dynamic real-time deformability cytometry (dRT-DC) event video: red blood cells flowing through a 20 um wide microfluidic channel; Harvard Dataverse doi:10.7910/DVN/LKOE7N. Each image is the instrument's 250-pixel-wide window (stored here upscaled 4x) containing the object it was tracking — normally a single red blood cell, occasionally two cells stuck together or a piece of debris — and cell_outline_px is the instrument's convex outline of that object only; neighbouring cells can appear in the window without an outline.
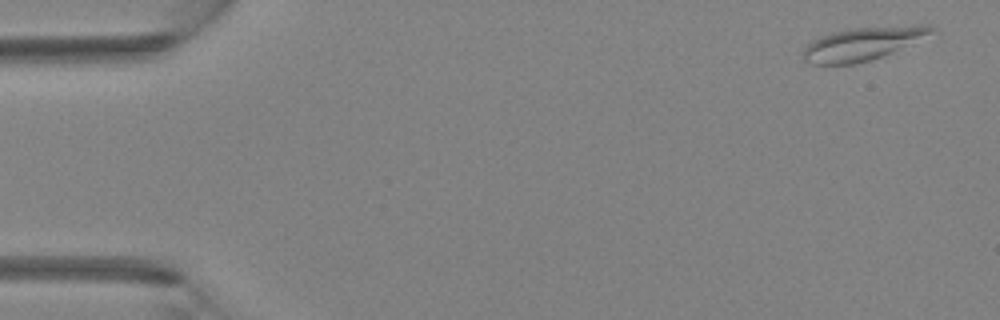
{"species": "Egyptian fruit bat (a non-hibernating species)", "species_latin": "Rousettus aegyptiacus", "temperature_condition": "room temperature", "stored_images_in_passage": 4, "camera_frame_rate_fps": 3000, "um_per_image_px": 0.085, "animal": {"sex": "female"}, "frame": {"image": 1, "passage_image": 1, "time_ms": 0.0, "image_size_px": [1000, 320], "cell_outline_px": [[940, 32], [892, 52], [856, 64], [812, 64], [804, 60], [804, 48], [812, 40], [820, 36], [832, 32], [856, 28], [912, 24], [928, 24], [936, 28]], "centroid_in_image_um": [73.45, 3.68], "position_along_channel_um": 11.6, "area_um2": 25.03}}